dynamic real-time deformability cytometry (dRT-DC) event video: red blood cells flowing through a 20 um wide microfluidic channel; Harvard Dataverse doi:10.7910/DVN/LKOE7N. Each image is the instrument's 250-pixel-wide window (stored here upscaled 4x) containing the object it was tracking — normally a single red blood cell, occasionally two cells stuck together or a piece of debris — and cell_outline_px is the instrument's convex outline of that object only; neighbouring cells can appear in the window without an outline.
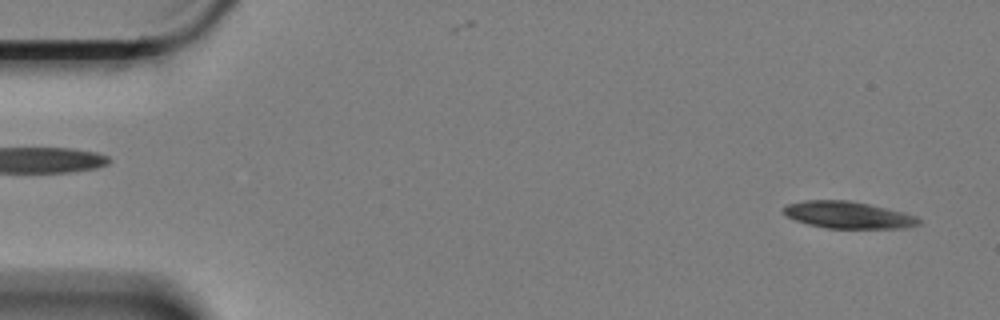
{"species": "Egyptian fruit bat (a non-hibernating species)", "species_latin": "Rousettus aegyptiacus", "temperature_condition": "cold", "stored_images_in_passage": 5, "camera_frame_rate_fps": 3000, "um_per_image_px": 0.085, "animal": {"sex": "female"}, "frame": {"image": 1, "passage_image": 1, "time_ms": 0.0, "image_size_px": [1000, 320], "cell_outline_px": [[920, 224], [904, 228], [828, 228], [808, 224], [796, 220], [788, 216], [780, 208], [784, 204], [804, 200], [852, 200], [916, 216], [920, 220]], "centroid_in_image_um": [72.02, 18.26], "position_along_channel_um": 13.0, "area_um2": 21.1}}
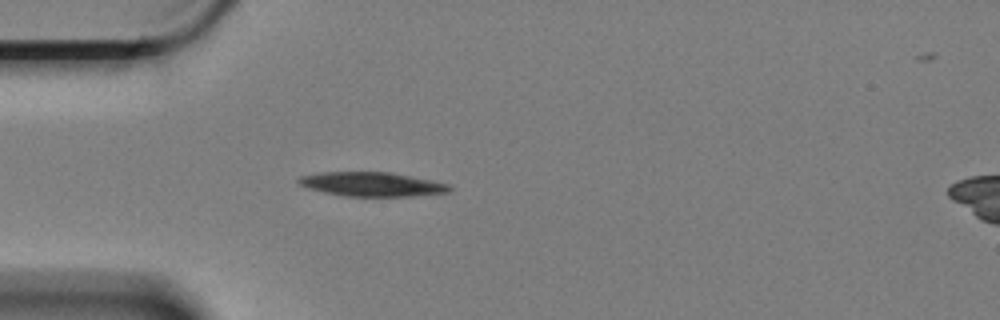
{"frame": {"image": 2, "passage_image": 4, "time_ms": 1.0, "image_size_px": [1000, 320], "cell_outline_px": [[452, 188], [448, 192], [412, 196], [348, 196], [324, 192], [308, 188], [300, 184], [296, 180], [300, 176], [320, 172], [392, 172], [452, 184]], "centroid_in_image_um": [31.64, 15.65], "position_along_channel_um": 53.4, "area_um2": 21.27}}